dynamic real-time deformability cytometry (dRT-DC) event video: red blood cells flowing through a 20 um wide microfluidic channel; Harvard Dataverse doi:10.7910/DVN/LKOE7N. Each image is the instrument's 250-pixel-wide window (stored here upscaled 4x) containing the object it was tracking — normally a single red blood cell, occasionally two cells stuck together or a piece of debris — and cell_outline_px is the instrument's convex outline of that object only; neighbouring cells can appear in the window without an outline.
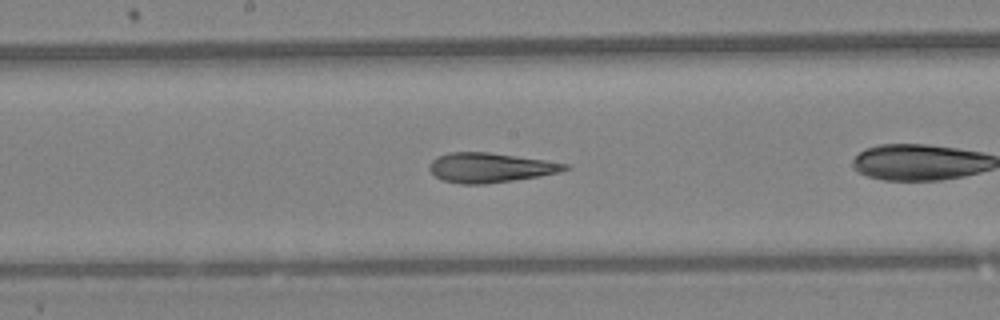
{"species": "Egyptian fruit bat (a non-hibernating species)", "species_latin": "Rousettus aegyptiacus", "temperature_condition": "warm", "stored_images_in_passage": 32, "camera_frame_rate_fps": 3000, "um_per_image_px": 0.085, "animal": {"sex": "female"}, "frame": {"image": 1, "passage_image": 10, "time_ms": 3.0, "image_size_px": [1000, 320], "cell_outline_px": [[572, 168], [560, 172], [540, 176], [484, 184], [460, 184], [440, 180], [428, 168], [428, 164], [436, 156], [448, 152], [488, 152], [544, 160], [568, 164]], "centroid_in_image_um": [41.63, 14.25], "position_along_channel_um": 206.6, "area_um2": 23.47}, "authors_computed_cell_mechanics": {"area_um2": 23.9003, "velocity_mm_per_s": 4.5368, "shape_relaxation_time_tau1_ms": 9.0692, "shape_relaxation_time_tau2_ms": 1.5904, "deformation_change_tau1": 0.2705, "deformation_change_tau2": 0.1049}}